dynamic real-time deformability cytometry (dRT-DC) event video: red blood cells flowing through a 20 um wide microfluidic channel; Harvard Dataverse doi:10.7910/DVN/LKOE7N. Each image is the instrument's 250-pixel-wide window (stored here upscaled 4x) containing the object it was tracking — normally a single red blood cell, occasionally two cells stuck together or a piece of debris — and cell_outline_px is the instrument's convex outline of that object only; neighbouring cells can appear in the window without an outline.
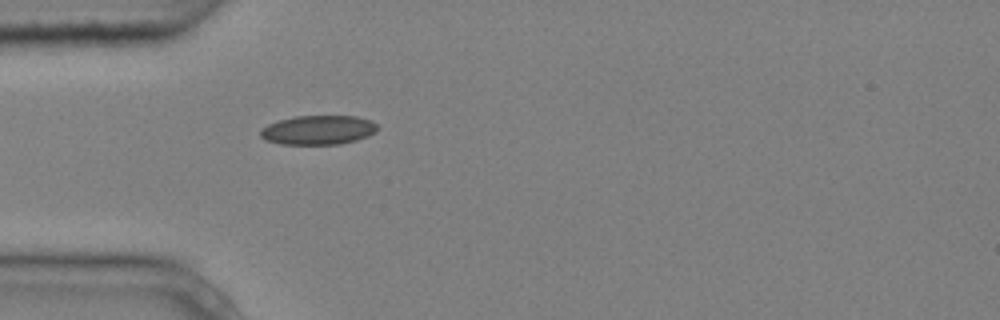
{"species": "common noctule bat (a hibernating species)", "species_latin": "Nyctalus noctula", "temperature_condition": "cold", "stored_images_in_passage": 1, "camera_frame_rate_fps": 3000, "um_per_image_px": 0.085, "animal": {"sex": "male", "body_mass_g": 20.4}, "frame": {"image": 1, "passage_image": 1, "time_ms": 0.0, "image_size_px": [1000, 320], "cell_outline_px": [[380, 128], [376, 132], [368, 136], [356, 140], [340, 144], [280, 144], [264, 140], [260, 136], [260, 132], [268, 124], [280, 120], [296, 116], [356, 116], [368, 120], [376, 124]], "centroid_in_image_um": [27.06, 11.05], "position_along_channel_um": 57.9, "area_um2": 19.88}}